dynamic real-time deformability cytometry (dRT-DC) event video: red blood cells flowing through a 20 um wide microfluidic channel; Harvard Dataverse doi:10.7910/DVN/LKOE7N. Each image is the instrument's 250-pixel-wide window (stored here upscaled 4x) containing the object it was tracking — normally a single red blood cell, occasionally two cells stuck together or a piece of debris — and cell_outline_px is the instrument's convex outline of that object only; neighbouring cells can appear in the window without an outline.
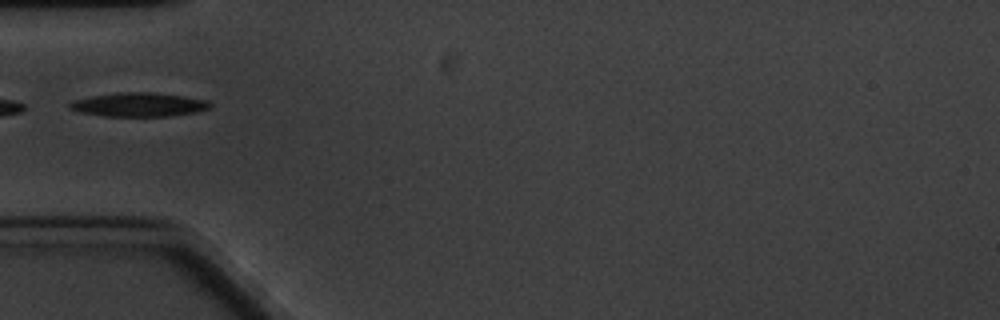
{"species": "common noctule bat (a hibernating species)", "species_latin": "Nyctalus noctula", "temperature_condition": "cold", "stored_images_in_passage": 3, "camera_frame_rate_fps": 3000, "um_per_image_px": 0.085, "animal": {"sex": "male", "body_mass_g": 20.1, "forearm_length_mm": 53.5}, "frame": {"image": 1, "passage_image": 1, "time_ms": 0.0, "image_size_px": [1000, 320], "cell_outline_px": [[212, 104], [208, 108], [196, 112], [168, 116], [104, 116], [80, 112], [68, 108], [68, 104], [76, 100], [92, 96], [116, 92], [152, 92], [184, 96], [208, 100]], "centroid_in_image_um": [11.81, 8.89], "position_along_channel_um": 73.2, "area_um2": 19.48}}